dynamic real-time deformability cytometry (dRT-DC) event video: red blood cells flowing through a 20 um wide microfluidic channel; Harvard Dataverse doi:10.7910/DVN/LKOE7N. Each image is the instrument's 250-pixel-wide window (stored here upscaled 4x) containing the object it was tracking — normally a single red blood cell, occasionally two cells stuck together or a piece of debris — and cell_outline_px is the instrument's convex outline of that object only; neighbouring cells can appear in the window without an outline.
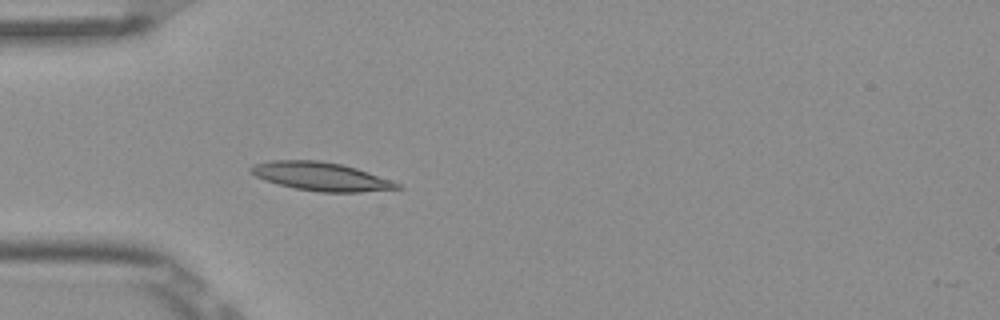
{"species": "Egyptian fruit bat (a non-hibernating species)", "species_latin": "Rousettus aegyptiacus", "temperature_condition": "room temperature", "stored_images_in_passage": 4, "camera_frame_rate_fps": 3000, "um_per_image_px": 0.085, "frame": {"image": 1, "passage_image": 4, "time_ms": 1.0, "image_size_px": [1000, 320], "cell_outline_px": [[404, 188], [360, 192], [320, 192], [296, 188], [264, 180], [256, 176], [248, 168], [252, 164], [268, 160], [320, 160], [340, 164], [356, 168], [392, 180], [400, 184]], "centroid_in_image_um": [27.28, 14.99], "position_along_channel_um": 57.7, "area_um2": 24.22}}